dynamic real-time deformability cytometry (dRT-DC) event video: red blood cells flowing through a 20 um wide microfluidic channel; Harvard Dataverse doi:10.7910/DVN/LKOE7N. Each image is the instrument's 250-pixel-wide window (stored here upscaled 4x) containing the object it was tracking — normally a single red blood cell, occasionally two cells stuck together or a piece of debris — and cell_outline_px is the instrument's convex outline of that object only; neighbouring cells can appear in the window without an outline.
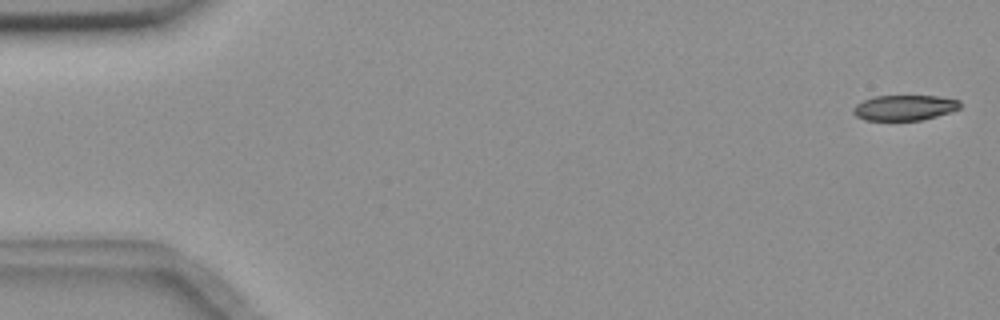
{"species": "common noctule bat (a hibernating species)", "species_latin": "Nyctalus noctula", "temperature_condition": "room temperature", "stored_images_in_passage": 6, "camera_frame_rate_fps": 3000, "um_per_image_px": 0.085, "animal": {"sex": "female", "body_mass_g": 18.4}, "frame": {"image": 1, "passage_image": 1, "time_ms": 0.0, "image_size_px": [1000, 320], "cell_outline_px": [[960, 108], [936, 116], [920, 120], [864, 120], [856, 116], [852, 112], [852, 108], [856, 104], [872, 96], [936, 96], [960, 100]], "centroid_in_image_um": [76.83, 9.15], "position_along_channel_um": 8.2, "area_um2": 15.72}}
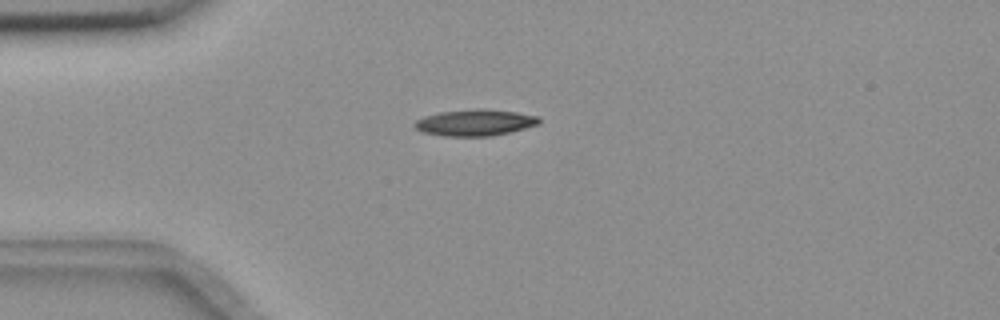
{"frame": {"image": 2, "passage_image": 5, "time_ms": 1.333, "image_size_px": [1000, 320], "cell_outline_px": [[540, 124], [512, 132], [492, 136], [444, 136], [424, 132], [416, 128], [412, 124], [416, 120], [424, 116], [440, 112], [476, 108], [484, 108], [516, 112], [540, 116]], "centroid_in_image_um": [40.41, 10.41], "position_along_channel_um": 44.6, "area_um2": 19.36}}